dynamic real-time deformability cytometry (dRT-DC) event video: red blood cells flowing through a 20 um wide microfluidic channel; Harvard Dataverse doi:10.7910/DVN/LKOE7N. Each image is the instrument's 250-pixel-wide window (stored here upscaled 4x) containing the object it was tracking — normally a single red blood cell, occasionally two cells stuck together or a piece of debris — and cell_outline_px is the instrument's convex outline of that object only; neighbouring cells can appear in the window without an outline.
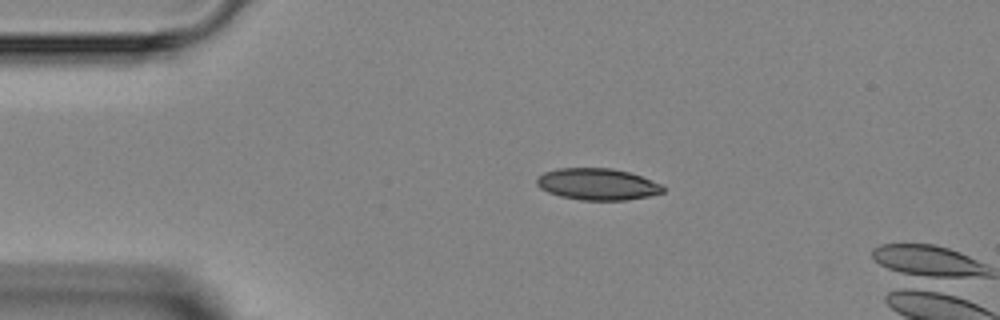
{"species": "Egyptian fruit bat (a non-hibernating species)", "species_latin": "Rousettus aegyptiacus", "temperature_condition": "room temperature", "stored_images_in_passage": 3, "camera_frame_rate_fps": 3000, "um_per_image_px": 0.085, "animal": {"sex": "female"}, "frame": {"image": 1, "passage_image": 2, "time_ms": 2.0, "image_size_px": [1000, 320], "cell_outline_px": [[664, 192], [648, 196], [628, 200], [580, 200], [560, 196], [548, 192], [540, 188], [536, 184], [536, 180], [544, 172], [556, 168], [612, 168], [628, 172], [640, 176], [660, 184], [664, 188]], "centroid_in_image_um": [50.75, 15.66], "position_along_channel_um": 34.2, "area_um2": 23.18}}